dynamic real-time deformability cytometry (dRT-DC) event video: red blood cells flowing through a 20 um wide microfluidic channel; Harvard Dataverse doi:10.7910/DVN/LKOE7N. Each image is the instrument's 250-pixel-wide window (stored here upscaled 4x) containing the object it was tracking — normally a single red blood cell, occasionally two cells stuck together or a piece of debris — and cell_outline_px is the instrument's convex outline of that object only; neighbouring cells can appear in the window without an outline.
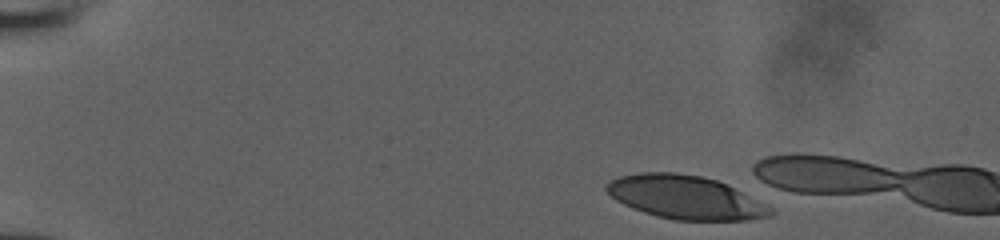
{"species": "human", "species_latin": "Homo sapiens", "temperature_condition": "room temperature", "stored_images_in_passage": 4, "camera_frame_rate_fps": 3000, "um_per_image_px": 0.085, "donor": {"sex": "male"}, "frame": {"image": 1, "passage_image": 1, "time_ms": 0.0, "image_size_px": [1000, 240], "cell_outline_px": [[776, 212], [768, 216], [748, 220], [676, 220], [656, 216], [632, 208], [616, 200], [604, 188], [608, 180], [620, 176], [640, 172], [676, 172], [700, 176], [716, 180], [728, 184], [772, 208]], "centroid_in_image_um": [58.23, 16.76], "position_along_channel_um": 26.8, "area_um2": 41.44}}